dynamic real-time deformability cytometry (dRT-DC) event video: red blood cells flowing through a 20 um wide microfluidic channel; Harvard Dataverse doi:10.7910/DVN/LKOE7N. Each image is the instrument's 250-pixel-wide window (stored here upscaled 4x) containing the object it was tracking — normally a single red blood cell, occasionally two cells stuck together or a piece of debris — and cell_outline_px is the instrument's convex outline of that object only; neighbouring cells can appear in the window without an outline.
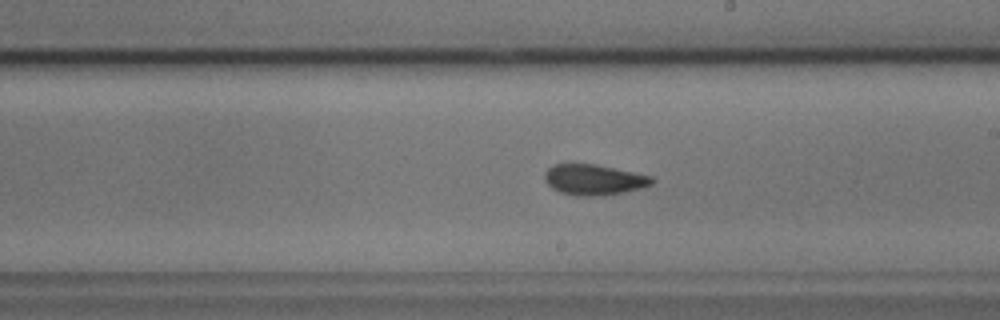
{"species": "common noctule bat (a hibernating species)", "species_latin": "Nyctalus noctula", "temperature_condition": "cold", "stored_images_in_passage": 41, "camera_frame_rate_fps": 3000, "um_per_image_px": 0.085, "animal": {"sex": "male", "body_mass_g": 17.9, "forearm_length_mm": 54.2}, "frame": {"image": 1, "passage_image": 16, "time_ms": 5.0, "image_size_px": [1000, 320], "cell_outline_px": [[652, 184], [640, 188], [624, 192], [596, 196], [576, 196], [560, 192], [552, 188], [544, 180], [544, 172], [552, 164], [596, 164], [652, 176]], "centroid_in_image_um": [50.43, 15.27], "position_along_channel_um": 238.6, "area_um2": 19.07}}
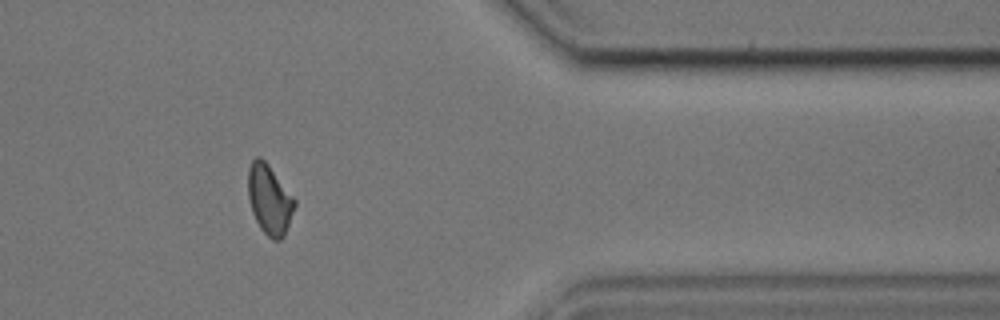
{"frame": {"image": 2, "passage_image": 30, "time_ms": 9.667, "image_size_px": [1000, 320], "cell_outline_px": [[296, 204], [284, 236], [280, 240], [272, 240], [260, 228], [252, 212], [248, 196], [248, 168], [252, 160], [256, 156], [260, 156], [268, 164], [296, 200]], "centroid_in_image_um": [22.89, 16.95], "position_along_channel_um": 388.5, "area_um2": 18.84}}
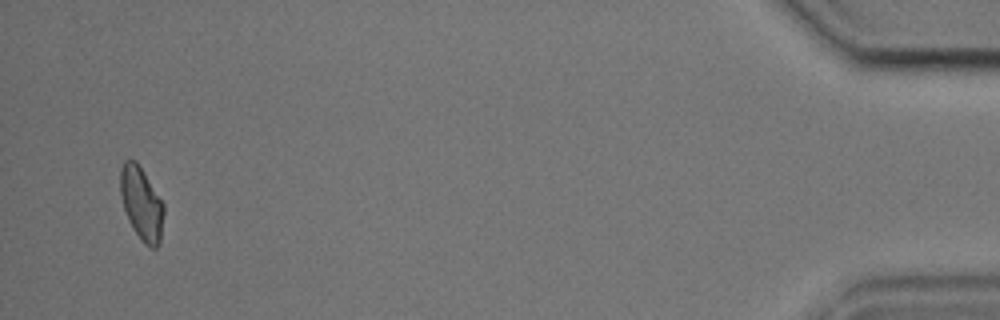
{"frame": {"image": 3, "passage_image": 38, "time_ms": 12.333, "image_size_px": [1000, 320], "cell_outline_px": [[164, 212], [160, 244], [156, 248], [152, 248], [144, 244], [140, 240], [128, 220], [120, 196], [120, 168], [124, 160], [136, 160], [144, 172], [164, 204]], "centroid_in_image_um": [12.02, 17.31], "position_along_channel_um": 423.2, "area_um2": 18.67}}